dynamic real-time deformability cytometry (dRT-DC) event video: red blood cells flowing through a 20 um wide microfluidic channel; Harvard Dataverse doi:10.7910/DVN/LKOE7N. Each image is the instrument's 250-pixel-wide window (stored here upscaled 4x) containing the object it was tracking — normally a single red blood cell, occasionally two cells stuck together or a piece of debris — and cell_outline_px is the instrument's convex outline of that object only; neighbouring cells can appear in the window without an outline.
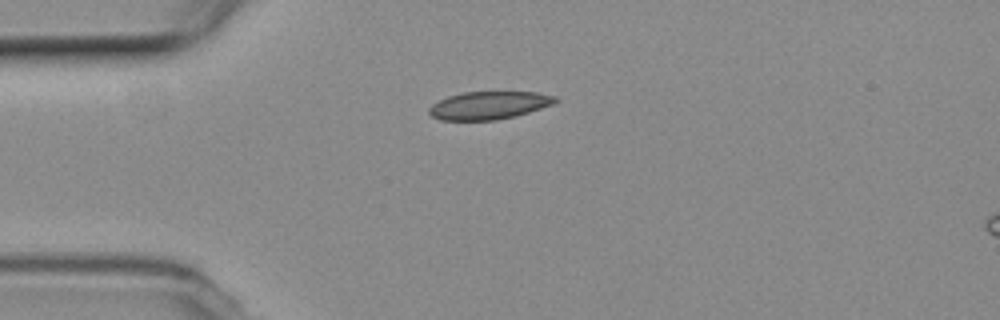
{"species": "common noctule bat (a hibernating species)", "species_latin": "Nyctalus noctula", "temperature_condition": "room temperature", "stored_images_in_passage": 36, "camera_frame_rate_fps": 3000, "um_per_image_px": 0.085, "animal": {"sex": "female", "body_mass_g": 19.3, "forearm_length_mm": 54.1}, "frame": {"image": 1, "passage_image": 1, "time_ms": 0.0, "image_size_px": [1000, 320], "cell_outline_px": [[560, 100], [552, 104], [516, 116], [496, 120], [440, 120], [432, 116], [428, 112], [428, 108], [432, 104], [448, 96], [464, 92], [536, 92], [556, 96]], "centroid_in_image_um": [41.55, 8.95], "position_along_channel_um": 43.4, "area_um2": 20.46}}
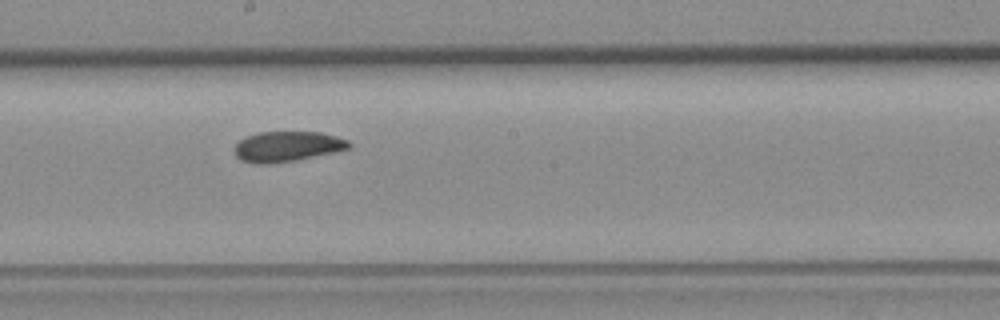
{"frame": {"image": 2, "passage_image": 17, "time_ms": 5.333, "image_size_px": [1000, 320], "cell_outline_px": [[352, 148], [296, 160], [268, 164], [256, 164], [240, 160], [236, 156], [232, 148], [244, 136], [260, 132], [320, 132], [336, 136], [348, 140], [352, 144]], "centroid_in_image_um": [24.39, 12.45], "position_along_channel_um": 223.8, "area_um2": 20.4}}
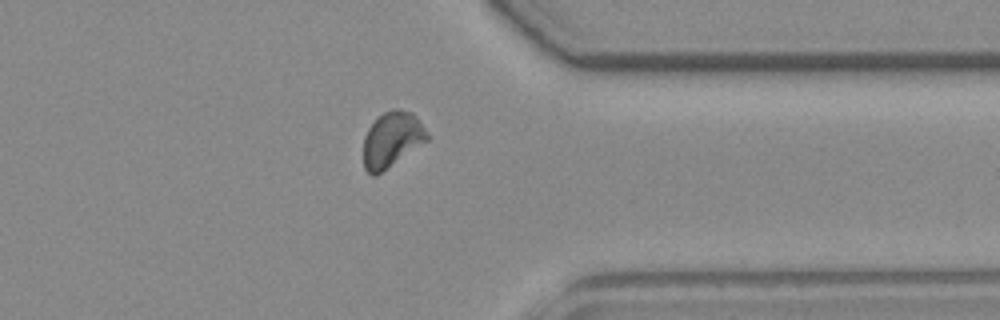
{"frame": {"image": 3, "passage_image": 30, "time_ms": 9.667, "image_size_px": [1000, 320], "cell_outline_px": [[428, 140], [376, 176], [372, 176], [364, 168], [364, 136], [368, 128], [384, 112], [392, 108], [400, 108], [412, 112], [416, 116], [428, 132]], "centroid_in_image_um": [33.32, 11.85], "position_along_channel_um": 378.1, "area_um2": 20.52}, "authors_computed_cell_mechanics": {"area_um2": 20.4612, "velocity_mm_per_s": 3.7455, "shape_relaxation_time_tau1_ms": 8.773, "shape_relaxation_time_tau2_ms": null, "deformation_change_tau1": 0.1531, "deformation_change_tau2": null}}